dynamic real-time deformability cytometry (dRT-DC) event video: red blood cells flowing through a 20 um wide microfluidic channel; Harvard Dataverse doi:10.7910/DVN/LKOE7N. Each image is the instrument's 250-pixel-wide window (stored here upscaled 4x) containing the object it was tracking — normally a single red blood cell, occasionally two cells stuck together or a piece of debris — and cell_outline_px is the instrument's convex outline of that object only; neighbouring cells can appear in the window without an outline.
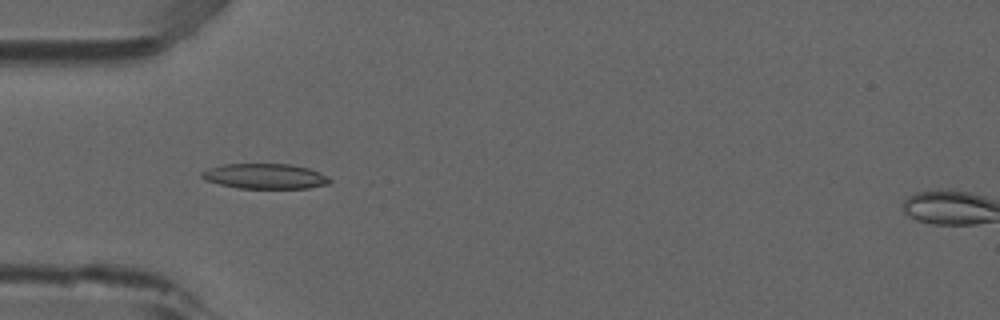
{"species": "common noctule bat (a hibernating species)", "species_latin": "Nyctalus noctula", "temperature_condition": "room temperature", "stored_images_in_passage": 5, "camera_frame_rate_fps": 3000, "um_per_image_px": 0.085, "animal": {"sex": "male", "forearm_length_mm": 52.5}, "frame": {"image": 1, "passage_image": 4, "time_ms": 1.0, "image_size_px": [1000, 320], "cell_outline_px": [[332, 180], [328, 184], [308, 188], [240, 188], [220, 184], [204, 180], [200, 176], [200, 172], [208, 168], [220, 164], [292, 164], [308, 168], [320, 172], [328, 176]], "centroid_in_image_um": [22.51, 14.97], "position_along_channel_um": 62.5, "area_um2": 18.9}}
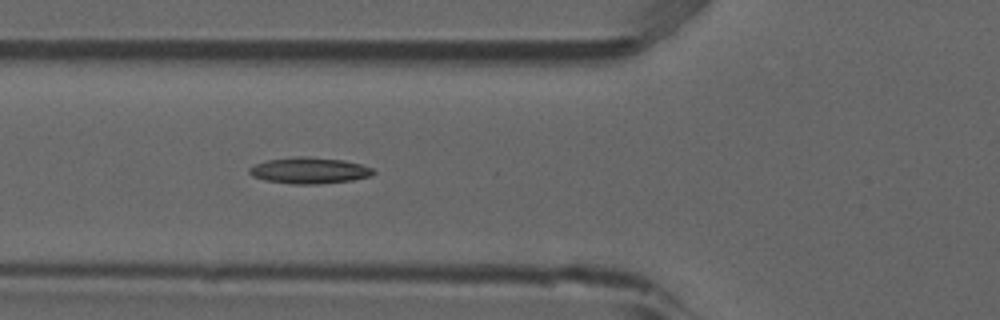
{"frame": {"image": 2, "passage_image": 5, "time_ms": 1.333, "image_size_px": [1000, 320], "cell_outline_px": [[376, 172], [372, 176], [352, 180], [316, 184], [292, 184], [264, 180], [252, 176], [248, 172], [248, 168], [256, 164], [268, 160], [296, 156], [308, 156], [344, 160], [360, 164], [372, 168]], "centroid_in_image_um": [26.29, 14.49], "position_along_channel_um": 99.5, "area_um2": 19.02}}